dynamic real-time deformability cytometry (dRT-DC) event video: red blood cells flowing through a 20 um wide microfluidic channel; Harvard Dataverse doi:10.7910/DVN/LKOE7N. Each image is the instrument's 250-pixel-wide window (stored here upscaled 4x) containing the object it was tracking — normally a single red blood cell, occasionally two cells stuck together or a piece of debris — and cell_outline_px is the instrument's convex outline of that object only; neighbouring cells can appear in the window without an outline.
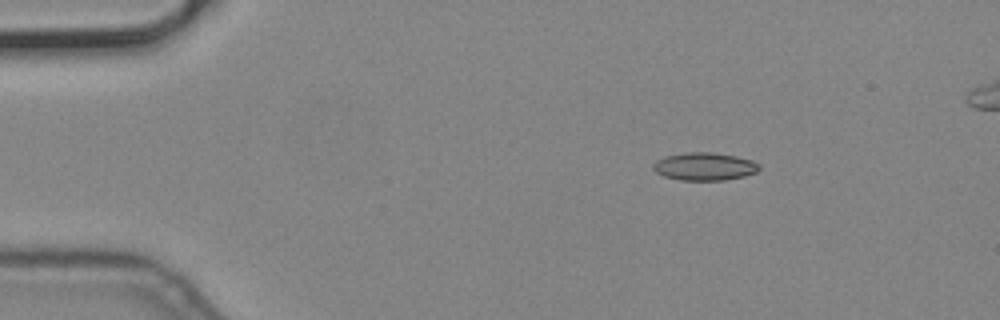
{"species": "common noctule bat (a hibernating species)", "species_latin": "Nyctalus noctula", "temperature_condition": "cold", "stored_images_in_passage": 46, "camera_frame_rate_fps": 3000, "um_per_image_px": 0.085, "animal": {"sex": "male", "body_mass_g": 19.2, "forearm_length_mm": 51.8}, "frame": {"image": 1, "passage_image": 1, "time_ms": 0.0, "image_size_px": [1000, 320], "cell_outline_px": [[760, 168], [756, 172], [744, 176], [724, 180], [680, 180], [664, 176], [656, 172], [652, 168], [652, 164], [656, 160], [664, 156], [684, 152], [712, 152], [736, 156], [752, 160], [760, 164]], "centroid_in_image_um": [59.86, 14.14], "position_along_channel_um": 25.1, "area_um2": 17.34}}
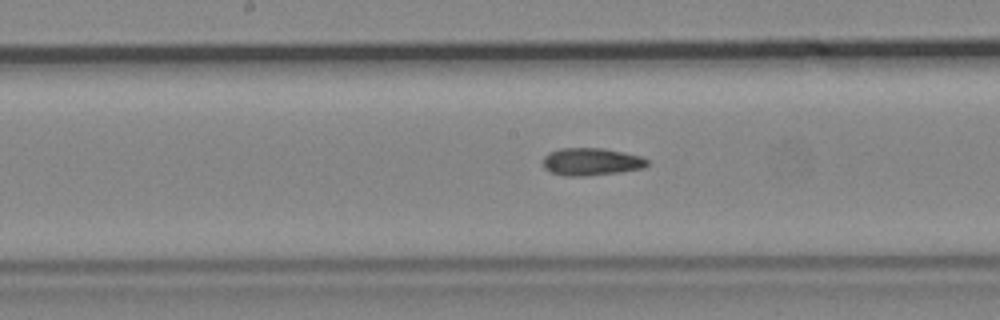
{"frame": {"image": 2, "passage_image": 21, "time_ms": 6.667, "image_size_px": [1000, 320], "cell_outline_px": [[648, 164], [644, 168], [620, 172], [584, 176], [564, 176], [552, 172], [544, 168], [544, 156], [548, 152], [560, 148], [604, 148], [624, 152], [640, 156], [648, 160]], "centroid_in_image_um": [50.26, 13.74], "position_along_channel_um": 197.9, "area_um2": 16.76}}
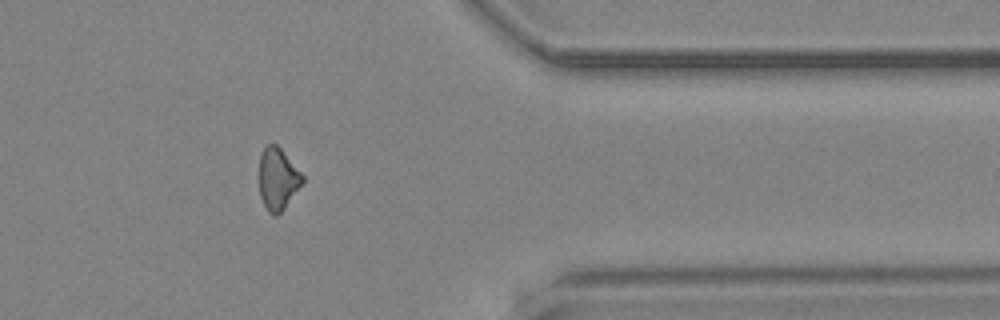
{"frame": {"image": 3, "passage_image": 38, "time_ms": 12.333, "image_size_px": [1000, 320], "cell_outline_px": [[304, 180], [284, 208], [276, 216], [272, 216], [268, 212], [260, 196], [256, 180], [256, 176], [260, 156], [264, 148], [268, 144], [276, 144], [280, 148], [304, 176]], "centroid_in_image_um": [23.54, 15.21], "position_along_channel_um": 387.9, "area_um2": 15.9}}